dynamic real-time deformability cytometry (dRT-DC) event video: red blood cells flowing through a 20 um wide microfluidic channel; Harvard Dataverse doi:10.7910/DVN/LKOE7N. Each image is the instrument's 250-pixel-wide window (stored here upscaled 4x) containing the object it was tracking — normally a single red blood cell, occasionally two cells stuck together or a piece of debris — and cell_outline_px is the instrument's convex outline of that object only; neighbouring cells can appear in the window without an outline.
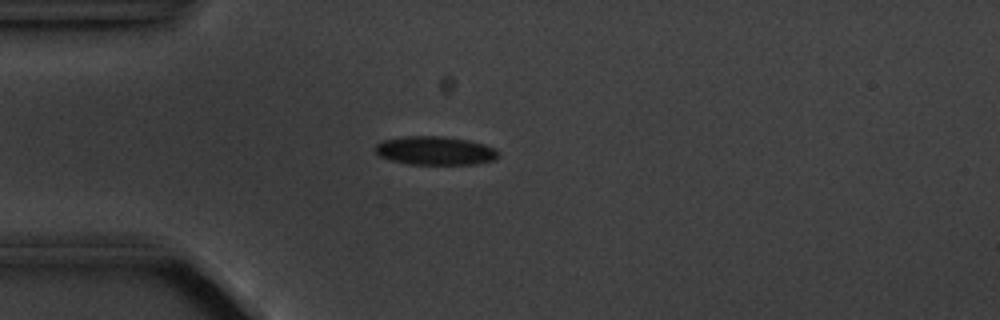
{"species": "common noctule bat (a hibernating species)", "species_latin": "Nyctalus noctula", "temperature_condition": "cold", "stored_images_in_passage": 3, "camera_frame_rate_fps": 3000, "um_per_image_px": 0.085, "animal": {"sex": "male", "body_mass_g": 20.1, "forearm_length_mm": 53.5}, "frame": {"image": 1, "passage_image": 3, "time_ms": 2.333, "image_size_px": [1000, 320], "cell_outline_px": [[500, 156], [492, 160], [476, 164], [412, 164], [392, 160], [380, 156], [372, 148], [380, 140], [404, 136], [444, 136], [468, 140], [484, 144], [496, 148], [500, 152]], "centroid_in_image_um": [36.99, 12.79], "position_along_channel_um": 48.0, "area_um2": 20.69}}